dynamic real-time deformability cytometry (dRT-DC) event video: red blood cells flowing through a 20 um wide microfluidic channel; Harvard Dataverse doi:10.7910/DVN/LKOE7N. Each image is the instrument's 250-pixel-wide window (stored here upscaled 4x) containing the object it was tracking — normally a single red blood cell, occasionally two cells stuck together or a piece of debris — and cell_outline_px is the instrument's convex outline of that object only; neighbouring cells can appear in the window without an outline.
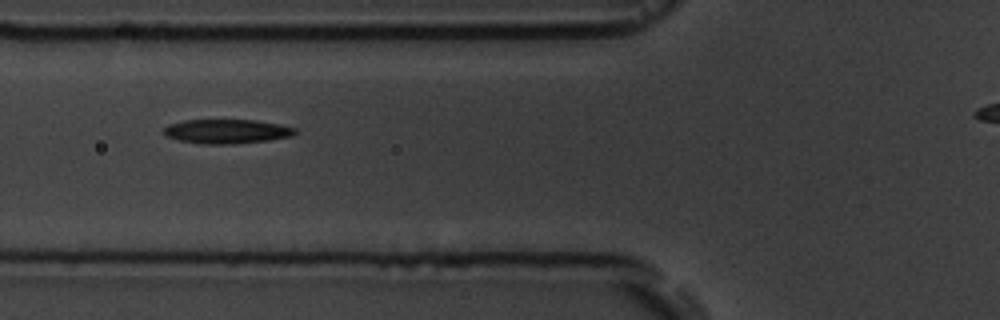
{"species": "common noctule bat (a hibernating species)", "species_latin": "Nyctalus noctula", "temperature_condition": "room temperature", "stored_images_in_passage": 4, "camera_frame_rate_fps": 3000, "um_per_image_px": 0.085, "animal": {"sex": "male", "body_mass_g": 19.5, "forearm_length_mm": 54.6}, "frame": {"image": 1, "passage_image": 2, "time_ms": 1.333, "image_size_px": [1000, 320], "cell_outline_px": [[296, 132], [292, 136], [268, 140], [232, 144], [200, 144], [180, 140], [168, 136], [160, 132], [168, 124], [184, 120], [256, 120], [280, 124], [296, 128]], "centroid_in_image_um": [19.26, 11.16], "position_along_channel_um": 106.5, "area_um2": 18.61}}
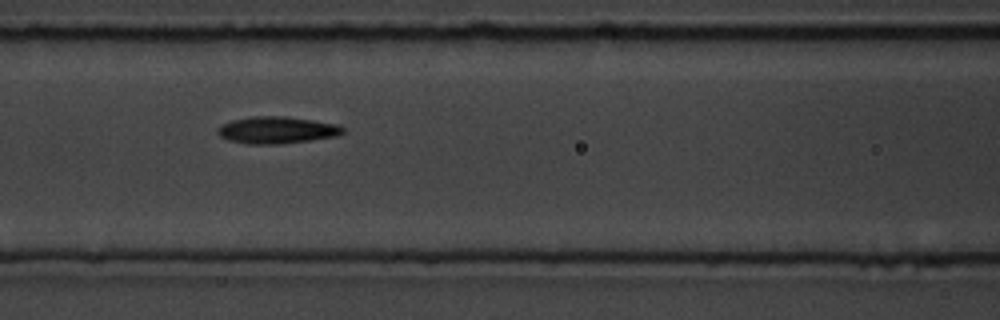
{"frame": {"image": 2, "passage_image": 3, "time_ms": 2.333, "image_size_px": [1000, 320], "cell_outline_px": [[344, 132], [336, 136], [308, 140], [276, 144], [248, 144], [228, 140], [220, 136], [216, 132], [216, 128], [220, 124], [232, 120], [252, 116], [288, 116], [336, 124], [344, 128]], "centroid_in_image_um": [23.47, 11.04], "position_along_channel_um": 143.1, "area_um2": 19.65}}